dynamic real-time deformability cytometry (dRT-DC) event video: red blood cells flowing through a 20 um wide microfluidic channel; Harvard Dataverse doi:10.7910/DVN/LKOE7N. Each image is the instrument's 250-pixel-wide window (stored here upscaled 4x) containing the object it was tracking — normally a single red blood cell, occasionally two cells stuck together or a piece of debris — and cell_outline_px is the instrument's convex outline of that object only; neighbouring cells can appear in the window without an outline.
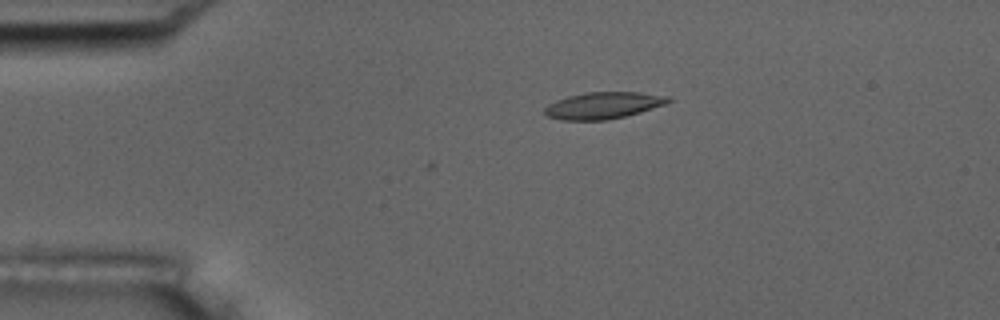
{"species": "common noctule bat (a hibernating species)", "species_latin": "Nyctalus noctula", "temperature_condition": "room temperature", "stored_images_in_passage": 36, "camera_frame_rate_fps": 3000, "um_per_image_px": 0.085, "animal": {"sex": "male", "body_mass_g": 17.5, "forearm_length_mm": 52.3}, "frame": {"image": 1, "passage_image": 3, "time_ms": 0.667, "image_size_px": [1000, 320], "cell_outline_px": [[672, 100], [664, 104], [640, 112], [608, 120], [560, 120], [548, 116], [544, 112], [544, 108], [548, 104], [556, 100], [568, 96], [584, 92], [640, 92], [672, 96]], "centroid_in_image_um": [51.28, 8.95], "position_along_channel_um": 33.7, "area_um2": 19.31}}
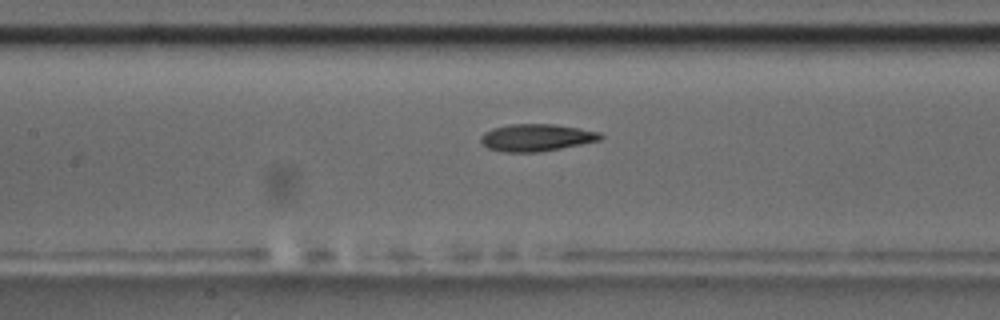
{"frame": {"image": 2, "passage_image": 17, "time_ms": 5.333, "image_size_px": [1000, 320], "cell_outline_px": [[604, 136], [600, 140], [540, 152], [504, 152], [488, 148], [480, 140], [480, 136], [484, 132], [492, 128], [508, 124], [556, 124], [580, 128], [600, 132]], "centroid_in_image_um": [45.58, 11.68], "position_along_channel_um": 161.8, "area_um2": 19.02}}
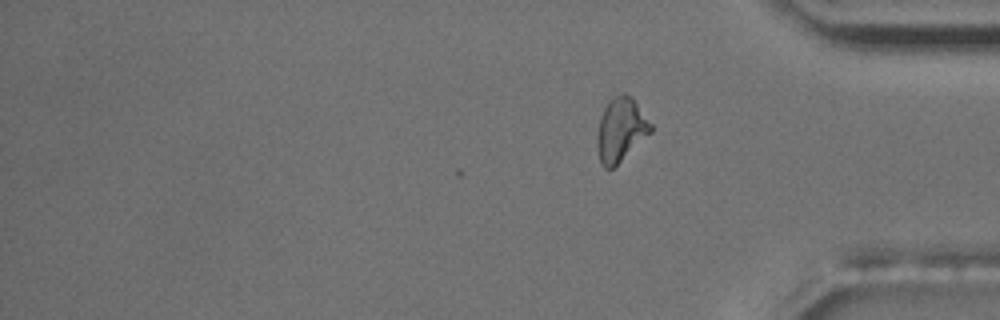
{"frame": {"image": 3, "passage_image": 36, "time_ms": 11.667, "image_size_px": [1000, 320], "cell_outline_px": [[652, 132], [612, 168], [604, 168], [600, 160], [596, 144], [596, 136], [600, 116], [608, 100], [624, 92], [632, 96], [652, 124]], "centroid_in_image_um": [52.76, 10.99], "position_along_channel_um": 382.4, "area_um2": 19.88}, "authors_computed_cell_mechanics": {"area_um2": 18.5827, "velocity_mm_per_s": 3.6499, "shape_relaxation_time_tau1_ms": 6.4471, "shape_relaxation_time_tau2_ms": 4.1861, "deformation_change_tau1": 0.1817, "deformation_change_tau2": 0.1324}}